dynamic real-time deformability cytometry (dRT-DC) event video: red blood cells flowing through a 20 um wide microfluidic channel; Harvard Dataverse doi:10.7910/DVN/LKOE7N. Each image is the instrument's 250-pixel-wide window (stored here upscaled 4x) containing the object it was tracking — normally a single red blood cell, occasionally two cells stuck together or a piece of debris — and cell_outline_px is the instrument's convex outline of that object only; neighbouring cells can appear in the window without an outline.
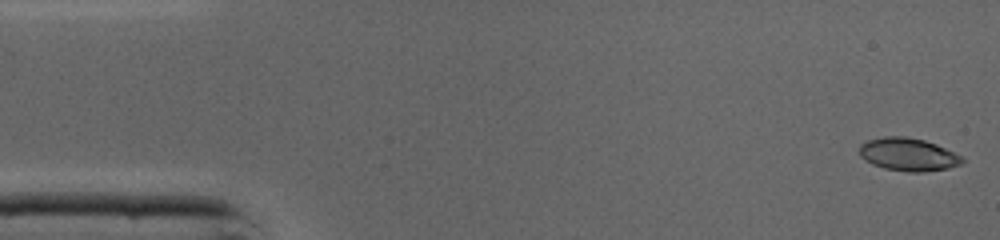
{"species": "common noctule bat (a hibernating species)", "species_latin": "Nyctalus noctula", "temperature_condition": "cold", "stored_images_in_passage": 45, "camera_frame_rate_fps": 3000, "um_per_image_px": 0.085, "animal": {"sex": "male", "body_mass_g": 19.0, "forearm_length_mm": 50.8}, "frame": {"image": 1, "passage_image": 1, "time_ms": 0.0, "image_size_px": [1000, 240], "cell_outline_px": [[964, 160], [960, 164], [948, 168], [924, 172], [908, 172], [884, 168], [872, 164], [860, 156], [860, 144], [868, 140], [884, 136], [904, 136], [924, 140], [936, 144], [960, 156]], "centroid_in_image_um": [77.16, 13.13], "position_along_channel_um": 7.8, "area_um2": 19.54}}
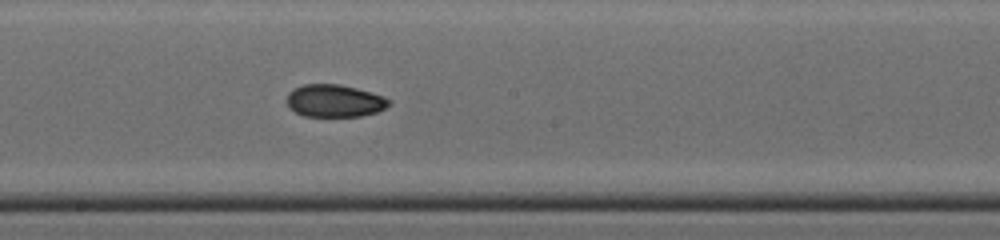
{"frame": {"image": 2, "passage_image": 24, "time_ms": 7.667, "image_size_px": [1000, 240], "cell_outline_px": [[392, 104], [376, 112], [360, 116], [304, 116], [288, 108], [288, 92], [304, 84], [340, 84], [372, 92], [384, 96], [392, 100]], "centroid_in_image_um": [28.47, 8.57], "position_along_channel_um": 219.7, "area_um2": 19.36}}
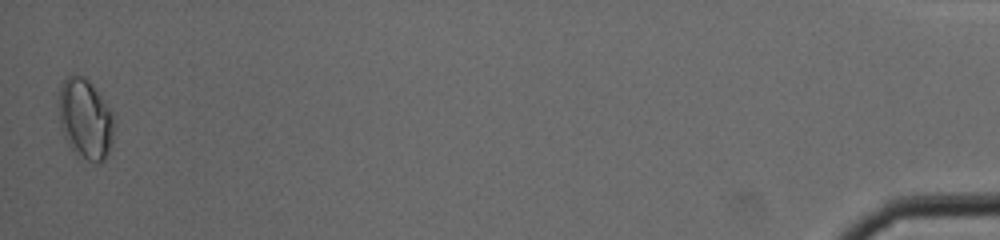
{"frame": {"image": 3, "passage_image": 45, "time_ms": 14.667, "image_size_px": [1000, 240], "cell_outline_px": [[112, 144], [104, 160], [100, 164], [96, 164], [88, 160], [72, 148], [68, 144], [60, 128], [56, 104], [60, 84], [68, 76], [84, 76], [100, 92], [112, 112]], "centroid_in_image_um": [7.21, 10.07], "position_along_channel_um": 428.0, "area_um2": 26.13}, "authors_computed_cell_mechanics": {"area_um2": 19.8832, "velocity_mm_per_s": 4.3674, "shape_relaxation_time_tau1_ms": 5.3233, "shape_relaxation_time_tau2_ms": 3.1407, "deformation_change_tau1": 0.1482, "deformation_change_tau2": 0.0658}}